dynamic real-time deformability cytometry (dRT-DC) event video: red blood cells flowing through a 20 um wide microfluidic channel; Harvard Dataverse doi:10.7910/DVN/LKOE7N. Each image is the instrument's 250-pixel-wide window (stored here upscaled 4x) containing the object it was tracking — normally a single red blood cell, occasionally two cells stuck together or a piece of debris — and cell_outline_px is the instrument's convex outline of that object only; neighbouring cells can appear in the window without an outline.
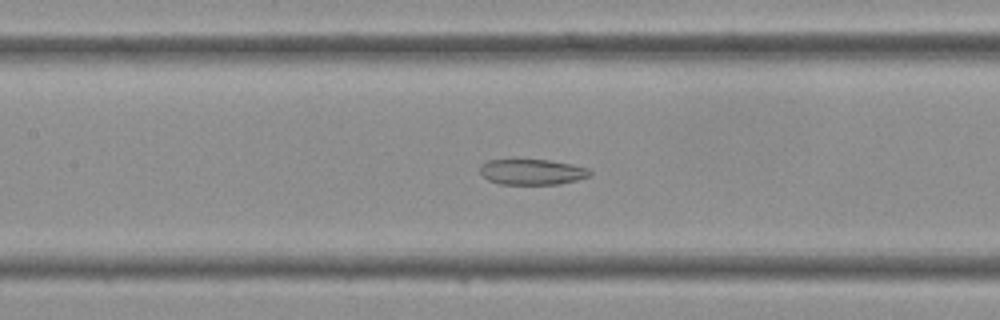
{"species": "Egyptian fruit bat (a non-hibernating species)", "species_latin": "Rousettus aegyptiacus", "temperature_condition": "cold", "stored_images_in_passage": 42, "camera_frame_rate_fps": 3000, "um_per_image_px": 0.085, "frame": {"image": 1, "passage_image": 19, "time_ms": 6.0, "image_size_px": [1000, 320], "cell_outline_px": [[592, 176], [560, 184], [500, 184], [488, 180], [480, 172], [480, 168], [488, 160], [548, 160], [572, 164], [588, 168], [592, 172]], "centroid_in_image_um": [45.28, 14.62], "position_along_channel_um": 162.1, "area_um2": 16.3}}
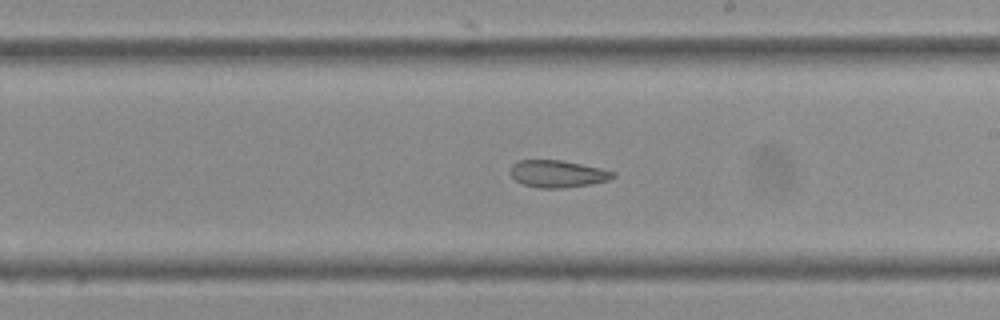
{"frame": {"image": 2, "passage_image": 24, "time_ms": 7.667, "image_size_px": [1000, 320], "cell_outline_px": [[616, 176], [608, 180], [588, 184], [560, 188], [540, 188], [524, 184], [516, 180], [508, 172], [512, 164], [516, 160], [560, 160], [600, 168], [616, 172]], "centroid_in_image_um": [47.36, 14.76], "position_along_channel_um": 241.6, "area_um2": 16.13}}
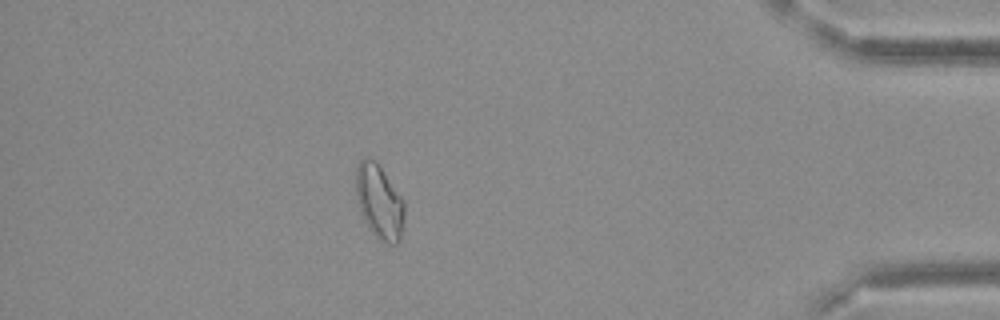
{"frame": {"image": 3, "passage_image": 37, "time_ms": 12.0, "image_size_px": [1000, 320], "cell_outline_px": [[404, 216], [400, 240], [396, 244], [388, 244], [380, 240], [372, 232], [364, 220], [360, 212], [356, 196], [356, 168], [360, 160], [364, 156], [376, 160], [404, 200]], "centroid_in_image_um": [32.23, 17.13], "position_along_channel_um": 403.0, "area_um2": 21.1}}